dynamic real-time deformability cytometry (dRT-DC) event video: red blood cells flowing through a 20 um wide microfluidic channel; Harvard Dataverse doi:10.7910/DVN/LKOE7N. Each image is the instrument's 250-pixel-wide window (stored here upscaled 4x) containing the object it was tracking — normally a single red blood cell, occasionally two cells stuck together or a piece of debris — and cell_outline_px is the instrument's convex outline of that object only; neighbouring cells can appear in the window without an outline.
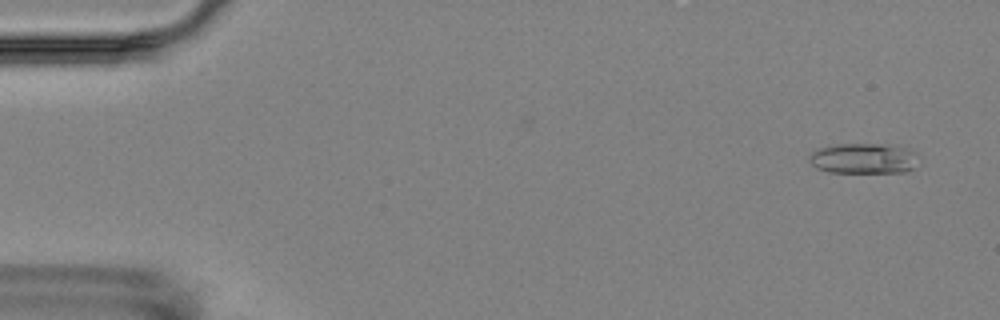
{"species": "Egyptian fruit bat (a non-hibernating species)", "species_latin": "Rousettus aegyptiacus", "temperature_condition": "room temperature", "stored_images_in_passage": 4, "camera_frame_rate_fps": 3000, "um_per_image_px": 0.085, "animal": {"sex": "female"}, "frame": {"image": 1, "passage_image": 1, "time_ms": 0.0, "image_size_px": [1000, 320], "cell_outline_px": [[920, 164], [904, 172], [828, 172], [816, 168], [808, 160], [808, 156], [812, 152], [820, 148], [836, 144], [892, 144], [908, 148], [912, 152]], "centroid_in_image_um": [73.4, 13.46], "position_along_channel_um": 11.6, "area_um2": 19.48}}